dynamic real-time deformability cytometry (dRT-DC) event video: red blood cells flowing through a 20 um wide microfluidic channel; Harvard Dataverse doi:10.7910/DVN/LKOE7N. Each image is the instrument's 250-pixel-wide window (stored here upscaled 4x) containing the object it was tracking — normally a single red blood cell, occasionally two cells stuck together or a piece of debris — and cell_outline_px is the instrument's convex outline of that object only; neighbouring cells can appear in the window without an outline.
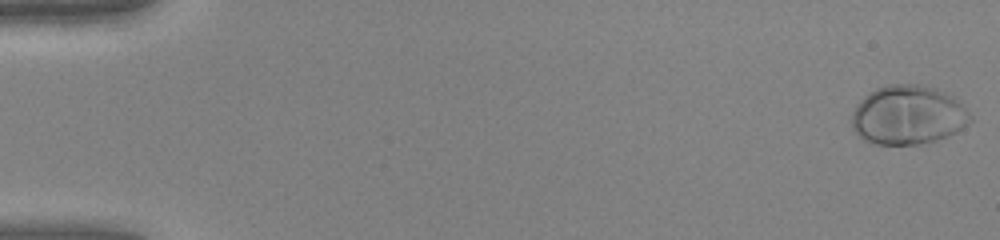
{"species": "human", "species_latin": "Homo sapiens", "temperature_condition": "warm", "stored_images_in_passage": 49, "camera_frame_rate_fps": 3000, "um_per_image_px": 0.085, "donor": {"sex": "female"}, "frame": {"image": 1, "passage_image": 1, "time_ms": 0.0, "image_size_px": [1000, 240], "cell_outline_px": [[972, 120], [968, 124], [956, 132], [948, 136], [936, 140], [916, 144], [876, 144], [864, 140], [852, 128], [852, 112], [856, 104], [868, 92], [876, 88], [888, 84], [920, 84], [936, 88], [952, 96], [964, 104], [972, 116]], "centroid_in_image_um": [77.19, 9.76], "position_along_channel_um": 7.8, "area_um2": 41.1}}
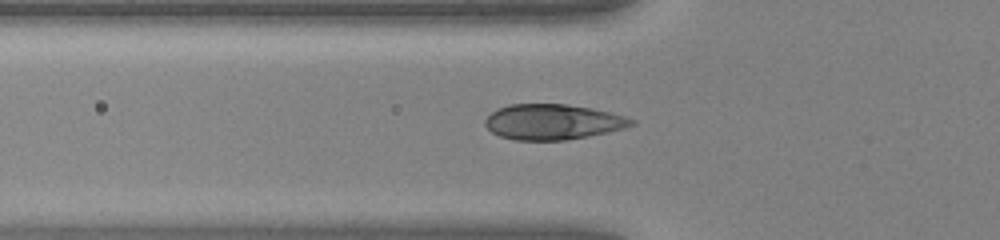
{"frame": {"image": 2, "passage_image": 18, "time_ms": 5.667, "image_size_px": [1000, 240], "cell_outline_px": [[636, 124], [624, 128], [608, 132], [588, 136], [564, 140], [516, 140], [500, 136], [492, 132], [484, 124], [484, 120], [496, 108], [508, 104], [568, 104], [592, 108], [612, 112], [636, 120]], "centroid_in_image_um": [47.0, 10.35], "position_along_channel_um": 78.8, "area_um2": 30.35}}
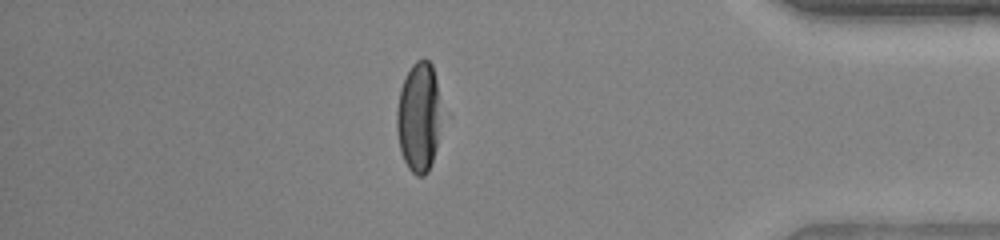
{"frame": {"image": 3, "passage_image": 43, "time_ms": 14.0, "image_size_px": [1000, 240], "cell_outline_px": [[436, 148], [428, 172], [424, 176], [416, 176], [408, 168], [400, 152], [396, 128], [396, 112], [400, 88], [412, 64], [416, 60], [424, 56], [432, 64], [436, 80]], "centroid_in_image_um": [35.5, 9.96], "position_along_channel_um": 399.7, "area_um2": 27.51}, "authors_computed_cell_mechanics": {"area_um2": 33.4662, "velocity_mm_per_s": 4.2035, "shape_relaxation_time_tau1_ms": 2.6459, "shape_relaxation_time_tau2_ms": null, "deformation_change_tau1": 0.1978, "deformation_change_tau2": null}}